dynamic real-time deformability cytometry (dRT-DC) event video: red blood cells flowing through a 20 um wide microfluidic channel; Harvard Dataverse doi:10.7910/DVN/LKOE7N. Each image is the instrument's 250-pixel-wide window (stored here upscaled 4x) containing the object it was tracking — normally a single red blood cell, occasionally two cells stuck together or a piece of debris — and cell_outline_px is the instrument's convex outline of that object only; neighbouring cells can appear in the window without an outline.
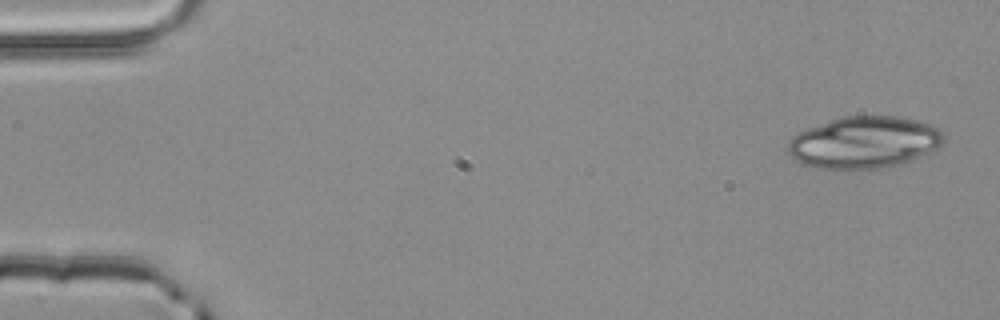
{"species": "common noctule bat (a hibernating species)", "species_latin": "Nyctalus noctula", "temperature_condition": "room temperature", "stored_images_in_passage": 3, "camera_frame_rate_fps": 3000, "um_per_image_px": 0.085, "animal": {"sex": "male", "body_mass_g": 20.4}, "frame": {"image": 1, "passage_image": 1, "time_ms": 0.0, "image_size_px": [1000, 320], "cell_outline_px": [[944, 140], [940, 148], [932, 152], [888, 168], [836, 172], [816, 168], [804, 164], [792, 156], [788, 152], [788, 140], [796, 132], [844, 116], [896, 116], [916, 120], [932, 124], [940, 128], [944, 136]], "centroid_in_image_um": [73.47, 12.14], "position_along_channel_um": 11.5, "area_um2": 48.15}}